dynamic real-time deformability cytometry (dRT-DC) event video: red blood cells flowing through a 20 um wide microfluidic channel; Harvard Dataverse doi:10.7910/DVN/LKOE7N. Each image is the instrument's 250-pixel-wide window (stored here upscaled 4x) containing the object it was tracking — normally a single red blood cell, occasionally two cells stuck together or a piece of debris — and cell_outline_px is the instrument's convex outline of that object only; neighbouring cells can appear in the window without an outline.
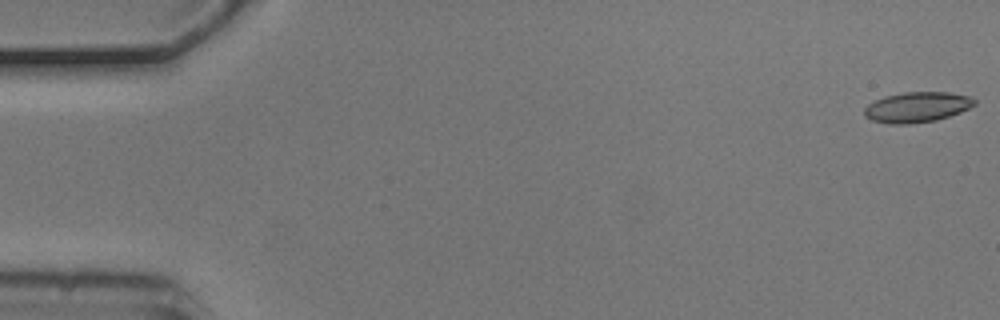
{"species": "common noctule bat (a hibernating species)", "species_latin": "Nyctalus noctula", "temperature_condition": "cold", "stored_images_in_passage": 6, "camera_frame_rate_fps": 3000, "um_per_image_px": 0.085, "animal": {"sex": "male", "body_mass_g": 20.5, "forearm_length_mm": 52.5}, "frame": {"image": 1, "passage_image": 1, "time_ms": 0.0, "image_size_px": [1000, 320], "cell_outline_px": [[976, 104], [960, 112], [936, 120], [908, 124], [888, 124], [872, 120], [864, 116], [864, 108], [868, 104], [884, 96], [904, 92], [948, 92], [972, 96], [976, 100]], "centroid_in_image_um": [77.94, 9.1], "position_along_channel_um": 7.1, "area_um2": 19.54}}
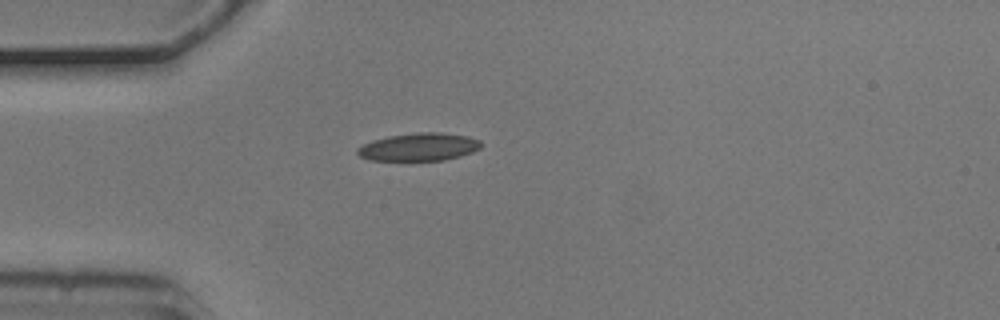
{"frame": {"image": 2, "passage_image": 5, "time_ms": 1.333, "image_size_px": [1000, 320], "cell_outline_px": [[484, 144], [480, 148], [472, 152], [460, 156], [444, 160], [372, 160], [360, 156], [356, 152], [356, 148], [372, 140], [388, 136], [416, 132], [440, 132], [468, 136], [480, 140]], "centroid_in_image_um": [35.64, 12.48], "position_along_channel_um": 49.4, "area_um2": 20.11}}